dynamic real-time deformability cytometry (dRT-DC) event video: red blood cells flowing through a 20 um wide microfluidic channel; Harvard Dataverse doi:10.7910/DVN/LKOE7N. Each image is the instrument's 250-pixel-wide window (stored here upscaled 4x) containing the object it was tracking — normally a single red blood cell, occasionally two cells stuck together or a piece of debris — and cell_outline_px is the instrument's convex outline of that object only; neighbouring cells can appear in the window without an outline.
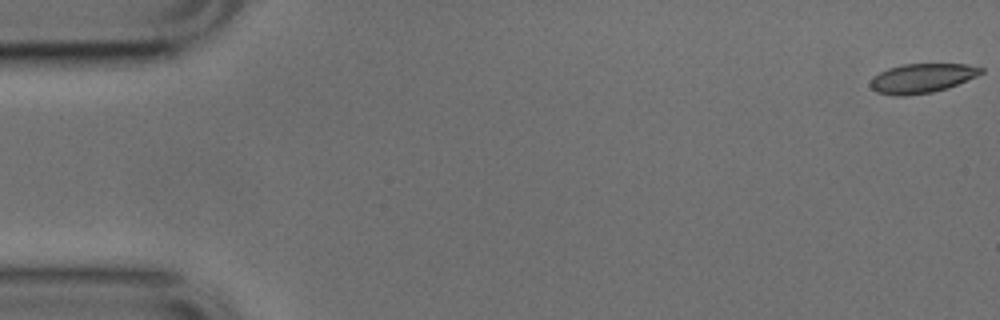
{"species": "common noctule bat (a hibernating species)", "species_latin": "Nyctalus noctula", "temperature_condition": "cold", "stored_images_in_passage": 52, "camera_frame_rate_fps": 3000, "um_per_image_px": 0.085, "animal": {"sex": "male", "body_mass_g": 17.9, "forearm_length_mm": 54.2}, "frame": {"image": 1, "passage_image": 1, "time_ms": 0.0, "image_size_px": [1000, 320], "cell_outline_px": [[984, 72], [976, 76], [948, 88], [932, 92], [904, 96], [896, 96], [876, 92], [868, 84], [880, 72], [888, 68], [904, 64], [968, 64], [984, 68]], "centroid_in_image_um": [78.38, 6.65], "position_along_channel_um": 6.6, "area_um2": 18.84}}
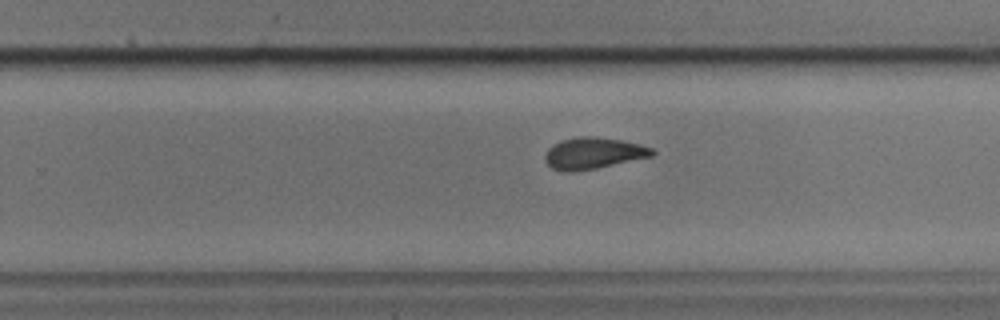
{"frame": {"image": 2, "passage_image": 33, "time_ms": 10.667, "image_size_px": [1000, 320], "cell_outline_px": [[656, 152], [652, 156], [596, 168], [572, 172], [564, 172], [552, 168], [544, 160], [544, 156], [548, 148], [560, 140], [580, 136], [596, 136], [620, 140], [640, 144], [652, 148]], "centroid_in_image_um": [50.4, 13.02], "position_along_channel_um": 279.4, "area_um2": 19.65}}
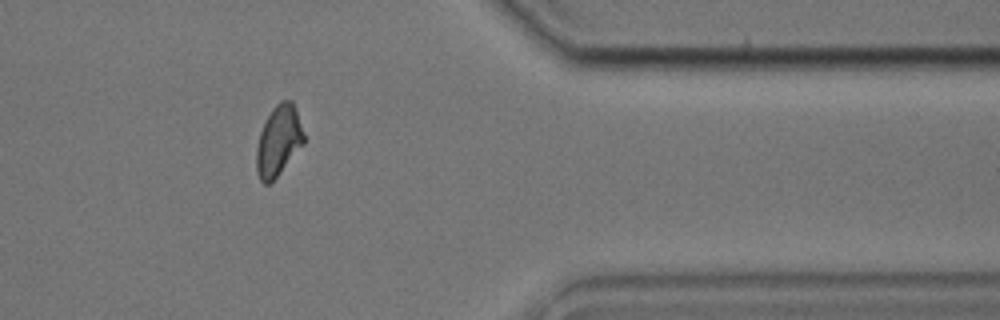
{"frame": {"image": 3, "passage_image": 43, "time_ms": 14.0, "image_size_px": [1000, 320], "cell_outline_px": [[304, 144], [276, 176], [268, 184], [264, 184], [260, 180], [256, 172], [256, 148], [260, 132], [272, 108], [280, 100], [292, 100], [304, 132]], "centroid_in_image_um": [23.67, 11.95], "position_along_channel_um": 387.7, "area_um2": 19.25}, "authors_computed_cell_mechanics": {"area_um2": 19.5942, "velocity_mm_per_s": 3.8242, "shape_relaxation_time_tau1_ms": 4.428, "shape_relaxation_time_tau2_ms": 1.9939, "deformation_change_tau1": 0.1199, "deformation_change_tau2": 0.072}}